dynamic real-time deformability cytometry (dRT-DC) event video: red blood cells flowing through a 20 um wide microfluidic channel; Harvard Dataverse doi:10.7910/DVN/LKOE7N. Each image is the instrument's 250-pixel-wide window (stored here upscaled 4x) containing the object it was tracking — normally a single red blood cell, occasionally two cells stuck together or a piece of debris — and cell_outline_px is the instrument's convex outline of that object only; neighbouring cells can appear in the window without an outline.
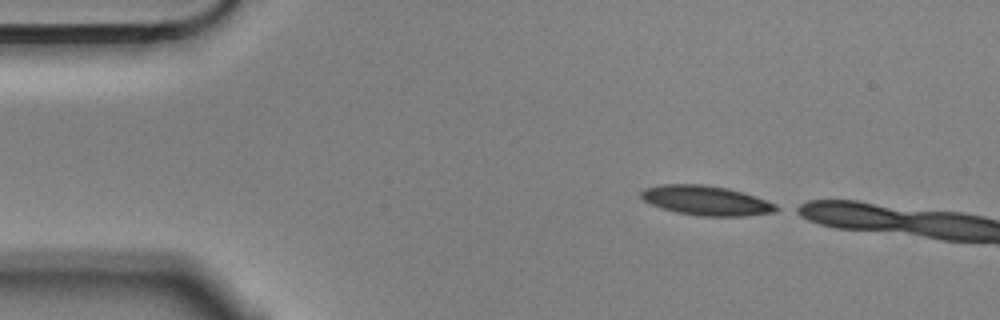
{"species": "Egyptian fruit bat (a non-hibernating species)", "species_latin": "Rousettus aegyptiacus", "temperature_condition": "cold", "stored_images_in_passage": 3, "camera_frame_rate_fps": 3000, "um_per_image_px": 0.085, "animal": {"sex": "male"}, "frame": {"image": 1, "passage_image": 1, "time_ms": 0.0, "image_size_px": [1000, 320], "cell_outline_px": [[784, 208], [776, 212], [748, 216], [700, 216], [676, 212], [652, 204], [644, 200], [640, 196], [640, 192], [644, 188], [660, 184], [704, 184], [728, 188], [776, 204]], "centroid_in_image_um": [60.05, 17.05], "position_along_channel_um": 25.0, "area_um2": 23.29}}